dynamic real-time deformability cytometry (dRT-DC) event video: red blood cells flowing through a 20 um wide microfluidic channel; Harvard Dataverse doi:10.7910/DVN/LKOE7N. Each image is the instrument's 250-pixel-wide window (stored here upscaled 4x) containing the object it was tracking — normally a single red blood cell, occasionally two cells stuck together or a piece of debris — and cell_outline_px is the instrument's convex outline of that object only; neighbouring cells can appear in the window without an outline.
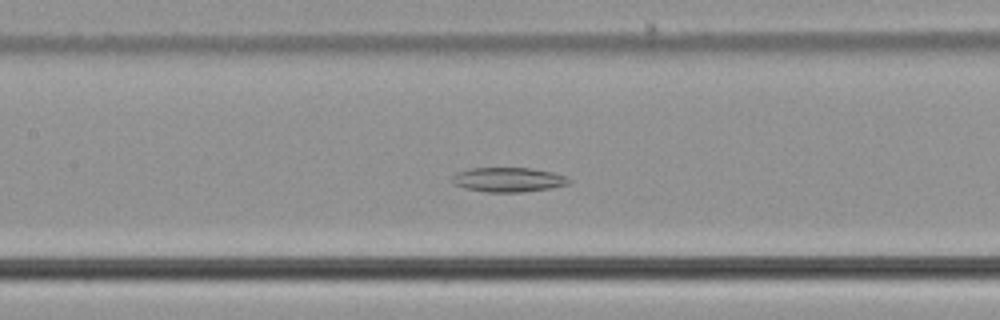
{"species": "common noctule bat (a hibernating species)", "species_latin": "Nyctalus noctula", "temperature_condition": "cold", "stored_images_in_passage": 57, "camera_frame_rate_fps": 3000, "um_per_image_px": 0.085, "animal": {"sex": "male", "body_mass_g": 21.5, "forearm_length_mm": 52.0}, "frame": {"image": 1, "passage_image": 27, "time_ms": 8.667, "image_size_px": [1000, 320], "cell_outline_px": [[572, 180], [568, 184], [552, 188], [520, 192], [484, 192], [464, 188], [452, 184], [452, 176], [456, 172], [468, 168], [528, 168], [552, 172], [564, 176]], "centroid_in_image_um": [43.15, 15.27], "position_along_channel_um": 164.2, "area_um2": 16.76}}
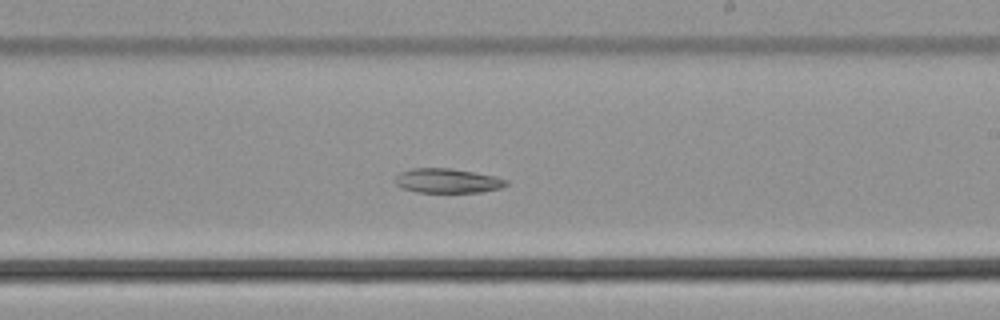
{"frame": {"image": 2, "passage_image": 34, "time_ms": 11.0, "image_size_px": [1000, 320], "cell_outline_px": [[508, 184], [500, 188], [480, 192], [416, 192], [400, 188], [396, 184], [396, 176], [400, 172], [412, 168], [448, 168], [496, 176], [508, 180]], "centroid_in_image_um": [38.02, 15.37], "position_along_channel_um": 251.0, "area_um2": 15.78}}
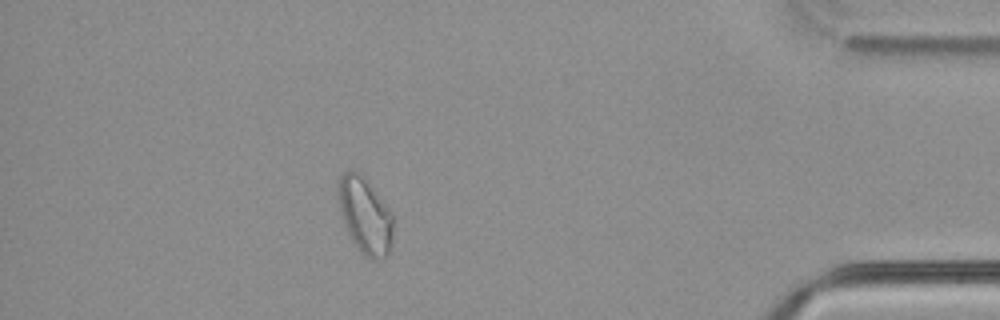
{"frame": {"image": 3, "passage_image": 50, "time_ms": 16.333, "image_size_px": [1000, 320], "cell_outline_px": [[392, 244], [384, 260], [372, 260], [364, 256], [360, 252], [352, 240], [348, 232], [340, 212], [336, 192], [336, 180], [344, 172], [360, 172], [380, 196], [392, 212]], "centroid_in_image_um": [31.01, 18.32], "position_along_channel_um": 404.2, "area_um2": 24.74}}